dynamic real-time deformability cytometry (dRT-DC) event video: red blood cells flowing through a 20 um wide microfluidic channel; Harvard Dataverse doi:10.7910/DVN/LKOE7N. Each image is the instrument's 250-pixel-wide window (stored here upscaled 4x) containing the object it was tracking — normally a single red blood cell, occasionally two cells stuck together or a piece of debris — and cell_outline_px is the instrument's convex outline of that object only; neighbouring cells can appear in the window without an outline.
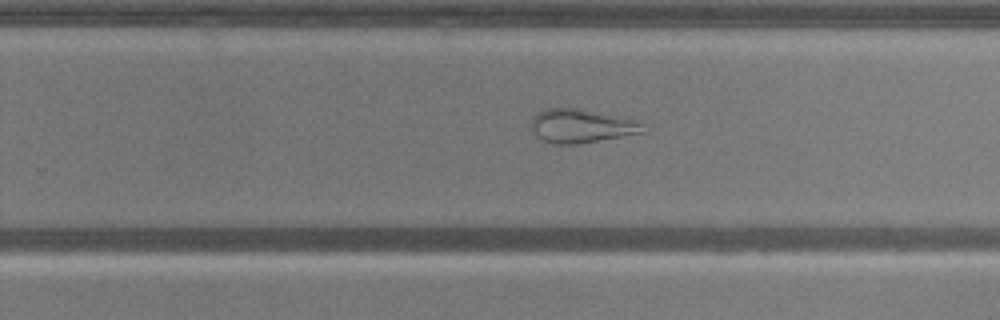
{"species": "common noctule bat (a hibernating species)", "species_latin": "Nyctalus noctula", "temperature_condition": "warm", "stored_images_in_passage": 52, "camera_frame_rate_fps": 3000, "um_per_image_px": 0.085, "animal": {"sex": "male", "body_mass_g": 20.5, "forearm_length_mm": 52.5}, "frame": {"image": 1, "passage_image": 33, "time_ms": 10.667, "image_size_px": [1000, 320], "cell_outline_px": [[648, 132], [576, 144], [552, 144], [540, 140], [532, 132], [528, 124], [532, 116], [536, 112], [544, 108], [580, 108], [636, 120]], "centroid_in_image_um": [49.32, 10.7], "position_along_channel_um": 280.5, "area_um2": 22.37}}
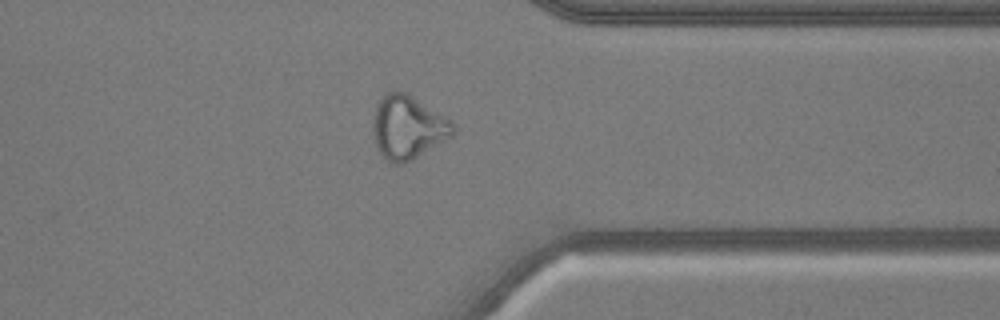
{"frame": {"image": 2, "passage_image": 41, "time_ms": 13.333, "image_size_px": [1000, 320], "cell_outline_px": [[456, 132], [452, 136], [416, 156], [400, 164], [392, 164], [376, 148], [372, 128], [376, 104], [384, 92], [408, 92], [452, 120], [456, 124]], "centroid_in_image_um": [34.67, 10.77], "position_along_channel_um": 376.7, "area_um2": 29.65}}
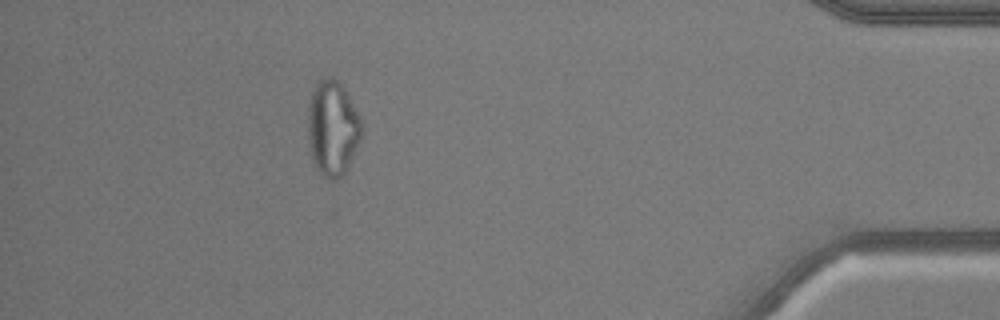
{"frame": {"image": 3, "passage_image": 47, "time_ms": 15.333, "image_size_px": [1000, 320], "cell_outline_px": [[360, 136], [352, 156], [344, 172], [336, 180], [328, 180], [316, 168], [312, 160], [308, 140], [308, 104], [312, 92], [316, 84], [320, 80], [328, 76], [332, 76], [344, 88], [360, 116]], "centroid_in_image_um": [28.23, 10.88], "position_along_channel_um": 407.0, "area_um2": 29.3}, "authors_computed_cell_mechanics": {"area_um2": 29.6514, "velocity_mm_per_s": 3.8255, "shape_relaxation_time_tau1_ms": null, "shape_relaxation_time_tau2_ms": 1.6676, "deformation_change_tau1": null, "deformation_change_tau2": 0.1038}}